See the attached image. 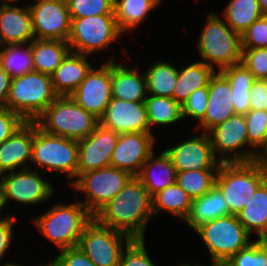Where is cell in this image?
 Here are the masks:
<instances>
[{
  "mask_svg": "<svg viewBox=\"0 0 267 266\" xmlns=\"http://www.w3.org/2000/svg\"><path fill=\"white\" fill-rule=\"evenodd\" d=\"M211 255V266H222L252 240L237 215L204 222L194 229Z\"/></svg>",
  "mask_w": 267,
  "mask_h": 266,
  "instance_id": "obj_8",
  "label": "cell"
},
{
  "mask_svg": "<svg viewBox=\"0 0 267 266\" xmlns=\"http://www.w3.org/2000/svg\"><path fill=\"white\" fill-rule=\"evenodd\" d=\"M111 60L101 63L97 69L93 66L85 79L70 95L87 112L100 119L112 98Z\"/></svg>",
  "mask_w": 267,
  "mask_h": 266,
  "instance_id": "obj_14",
  "label": "cell"
},
{
  "mask_svg": "<svg viewBox=\"0 0 267 266\" xmlns=\"http://www.w3.org/2000/svg\"><path fill=\"white\" fill-rule=\"evenodd\" d=\"M250 110H267V80L256 79L251 85Z\"/></svg>",
  "mask_w": 267,
  "mask_h": 266,
  "instance_id": "obj_47",
  "label": "cell"
},
{
  "mask_svg": "<svg viewBox=\"0 0 267 266\" xmlns=\"http://www.w3.org/2000/svg\"><path fill=\"white\" fill-rule=\"evenodd\" d=\"M0 266H21V265H19V264H17V263H9V262H7V263H5V264H3V265H0ZM23 266V265H22Z\"/></svg>",
  "mask_w": 267,
  "mask_h": 266,
  "instance_id": "obj_55",
  "label": "cell"
},
{
  "mask_svg": "<svg viewBox=\"0 0 267 266\" xmlns=\"http://www.w3.org/2000/svg\"><path fill=\"white\" fill-rule=\"evenodd\" d=\"M2 2H0L1 4H14V3H18V1H20V0H1ZM8 2V3H7Z\"/></svg>",
  "mask_w": 267,
  "mask_h": 266,
  "instance_id": "obj_53",
  "label": "cell"
},
{
  "mask_svg": "<svg viewBox=\"0 0 267 266\" xmlns=\"http://www.w3.org/2000/svg\"><path fill=\"white\" fill-rule=\"evenodd\" d=\"M244 118L247 125L251 161L258 160L259 154L267 147V111L250 110Z\"/></svg>",
  "mask_w": 267,
  "mask_h": 266,
  "instance_id": "obj_38",
  "label": "cell"
},
{
  "mask_svg": "<svg viewBox=\"0 0 267 266\" xmlns=\"http://www.w3.org/2000/svg\"><path fill=\"white\" fill-rule=\"evenodd\" d=\"M39 174L35 168H27L0 175L4 208L10 200L25 206L49 200L54 193V187Z\"/></svg>",
  "mask_w": 267,
  "mask_h": 266,
  "instance_id": "obj_12",
  "label": "cell"
},
{
  "mask_svg": "<svg viewBox=\"0 0 267 266\" xmlns=\"http://www.w3.org/2000/svg\"><path fill=\"white\" fill-rule=\"evenodd\" d=\"M197 40L196 47L201 61L214 70L218 68L217 71H220L241 63V35L233 31L217 13L208 14Z\"/></svg>",
  "mask_w": 267,
  "mask_h": 266,
  "instance_id": "obj_3",
  "label": "cell"
},
{
  "mask_svg": "<svg viewBox=\"0 0 267 266\" xmlns=\"http://www.w3.org/2000/svg\"><path fill=\"white\" fill-rule=\"evenodd\" d=\"M177 172L218 169L221 162L214 154L208 133H198L180 144L164 150Z\"/></svg>",
  "mask_w": 267,
  "mask_h": 266,
  "instance_id": "obj_16",
  "label": "cell"
},
{
  "mask_svg": "<svg viewBox=\"0 0 267 266\" xmlns=\"http://www.w3.org/2000/svg\"><path fill=\"white\" fill-rule=\"evenodd\" d=\"M220 72L229 81L235 114H247L250 111L251 85L256 80L254 75L242 63L225 67Z\"/></svg>",
  "mask_w": 267,
  "mask_h": 266,
  "instance_id": "obj_30",
  "label": "cell"
},
{
  "mask_svg": "<svg viewBox=\"0 0 267 266\" xmlns=\"http://www.w3.org/2000/svg\"><path fill=\"white\" fill-rule=\"evenodd\" d=\"M144 74L148 95L173 98V90L177 84V67L167 61H156L149 64Z\"/></svg>",
  "mask_w": 267,
  "mask_h": 266,
  "instance_id": "obj_33",
  "label": "cell"
},
{
  "mask_svg": "<svg viewBox=\"0 0 267 266\" xmlns=\"http://www.w3.org/2000/svg\"><path fill=\"white\" fill-rule=\"evenodd\" d=\"M208 134L214 154L221 163L251 161V151L246 150L249 146V139L244 115H232L211 129Z\"/></svg>",
  "mask_w": 267,
  "mask_h": 266,
  "instance_id": "obj_13",
  "label": "cell"
},
{
  "mask_svg": "<svg viewBox=\"0 0 267 266\" xmlns=\"http://www.w3.org/2000/svg\"><path fill=\"white\" fill-rule=\"evenodd\" d=\"M133 239L100 224L95 218L85 227L78 247L96 266H118L124 247Z\"/></svg>",
  "mask_w": 267,
  "mask_h": 266,
  "instance_id": "obj_11",
  "label": "cell"
},
{
  "mask_svg": "<svg viewBox=\"0 0 267 266\" xmlns=\"http://www.w3.org/2000/svg\"><path fill=\"white\" fill-rule=\"evenodd\" d=\"M205 62L197 61L178 69L177 84L173 90V99L182 105L196 89L206 87L215 73Z\"/></svg>",
  "mask_w": 267,
  "mask_h": 266,
  "instance_id": "obj_29",
  "label": "cell"
},
{
  "mask_svg": "<svg viewBox=\"0 0 267 266\" xmlns=\"http://www.w3.org/2000/svg\"><path fill=\"white\" fill-rule=\"evenodd\" d=\"M258 161L261 164L267 179V147L259 154Z\"/></svg>",
  "mask_w": 267,
  "mask_h": 266,
  "instance_id": "obj_50",
  "label": "cell"
},
{
  "mask_svg": "<svg viewBox=\"0 0 267 266\" xmlns=\"http://www.w3.org/2000/svg\"><path fill=\"white\" fill-rule=\"evenodd\" d=\"M71 18L114 14V0H66Z\"/></svg>",
  "mask_w": 267,
  "mask_h": 266,
  "instance_id": "obj_40",
  "label": "cell"
},
{
  "mask_svg": "<svg viewBox=\"0 0 267 266\" xmlns=\"http://www.w3.org/2000/svg\"><path fill=\"white\" fill-rule=\"evenodd\" d=\"M229 215L221 191L214 186L207 194L192 200L191 210L184 222L193 230L200 224Z\"/></svg>",
  "mask_w": 267,
  "mask_h": 266,
  "instance_id": "obj_28",
  "label": "cell"
},
{
  "mask_svg": "<svg viewBox=\"0 0 267 266\" xmlns=\"http://www.w3.org/2000/svg\"><path fill=\"white\" fill-rule=\"evenodd\" d=\"M94 216L80 202L54 204L32 221L41 233L59 250L76 247L85 227Z\"/></svg>",
  "mask_w": 267,
  "mask_h": 266,
  "instance_id": "obj_2",
  "label": "cell"
},
{
  "mask_svg": "<svg viewBox=\"0 0 267 266\" xmlns=\"http://www.w3.org/2000/svg\"><path fill=\"white\" fill-rule=\"evenodd\" d=\"M145 247V239H133L122 252L118 266H156Z\"/></svg>",
  "mask_w": 267,
  "mask_h": 266,
  "instance_id": "obj_42",
  "label": "cell"
},
{
  "mask_svg": "<svg viewBox=\"0 0 267 266\" xmlns=\"http://www.w3.org/2000/svg\"><path fill=\"white\" fill-rule=\"evenodd\" d=\"M26 121L7 107H0V144L7 140Z\"/></svg>",
  "mask_w": 267,
  "mask_h": 266,
  "instance_id": "obj_45",
  "label": "cell"
},
{
  "mask_svg": "<svg viewBox=\"0 0 267 266\" xmlns=\"http://www.w3.org/2000/svg\"><path fill=\"white\" fill-rule=\"evenodd\" d=\"M4 209L3 201H2V194L0 191V213H2V210ZM0 218H2V215L0 214Z\"/></svg>",
  "mask_w": 267,
  "mask_h": 266,
  "instance_id": "obj_54",
  "label": "cell"
},
{
  "mask_svg": "<svg viewBox=\"0 0 267 266\" xmlns=\"http://www.w3.org/2000/svg\"><path fill=\"white\" fill-rule=\"evenodd\" d=\"M60 251L56 259L61 266H96L78 246Z\"/></svg>",
  "mask_w": 267,
  "mask_h": 266,
  "instance_id": "obj_46",
  "label": "cell"
},
{
  "mask_svg": "<svg viewBox=\"0 0 267 266\" xmlns=\"http://www.w3.org/2000/svg\"><path fill=\"white\" fill-rule=\"evenodd\" d=\"M242 49L267 48V16H262L253 22L241 34Z\"/></svg>",
  "mask_w": 267,
  "mask_h": 266,
  "instance_id": "obj_43",
  "label": "cell"
},
{
  "mask_svg": "<svg viewBox=\"0 0 267 266\" xmlns=\"http://www.w3.org/2000/svg\"><path fill=\"white\" fill-rule=\"evenodd\" d=\"M180 266H202V265H199V264H197V265H196V264H195V265H192V264H191V265H190L189 263H188V264H187V263H186V264L182 263V264H180ZM210 266H211V265H210Z\"/></svg>",
  "mask_w": 267,
  "mask_h": 266,
  "instance_id": "obj_56",
  "label": "cell"
},
{
  "mask_svg": "<svg viewBox=\"0 0 267 266\" xmlns=\"http://www.w3.org/2000/svg\"><path fill=\"white\" fill-rule=\"evenodd\" d=\"M11 77L0 66V107H6L9 96Z\"/></svg>",
  "mask_w": 267,
  "mask_h": 266,
  "instance_id": "obj_49",
  "label": "cell"
},
{
  "mask_svg": "<svg viewBox=\"0 0 267 266\" xmlns=\"http://www.w3.org/2000/svg\"><path fill=\"white\" fill-rule=\"evenodd\" d=\"M92 67L87 55L70 51L51 75L54 92L58 96H70Z\"/></svg>",
  "mask_w": 267,
  "mask_h": 266,
  "instance_id": "obj_24",
  "label": "cell"
},
{
  "mask_svg": "<svg viewBox=\"0 0 267 266\" xmlns=\"http://www.w3.org/2000/svg\"><path fill=\"white\" fill-rule=\"evenodd\" d=\"M192 198L177 184L174 183L152 197L154 216L163 210L185 221L190 213Z\"/></svg>",
  "mask_w": 267,
  "mask_h": 266,
  "instance_id": "obj_32",
  "label": "cell"
},
{
  "mask_svg": "<svg viewBox=\"0 0 267 266\" xmlns=\"http://www.w3.org/2000/svg\"><path fill=\"white\" fill-rule=\"evenodd\" d=\"M259 7L263 16H267V0H258Z\"/></svg>",
  "mask_w": 267,
  "mask_h": 266,
  "instance_id": "obj_51",
  "label": "cell"
},
{
  "mask_svg": "<svg viewBox=\"0 0 267 266\" xmlns=\"http://www.w3.org/2000/svg\"><path fill=\"white\" fill-rule=\"evenodd\" d=\"M132 177L124 170L109 166L82 173L69 186L76 189V195L84 193L86 198L79 201L94 216Z\"/></svg>",
  "mask_w": 267,
  "mask_h": 266,
  "instance_id": "obj_10",
  "label": "cell"
},
{
  "mask_svg": "<svg viewBox=\"0 0 267 266\" xmlns=\"http://www.w3.org/2000/svg\"><path fill=\"white\" fill-rule=\"evenodd\" d=\"M99 123L116 133H152L144 102L111 98Z\"/></svg>",
  "mask_w": 267,
  "mask_h": 266,
  "instance_id": "obj_19",
  "label": "cell"
},
{
  "mask_svg": "<svg viewBox=\"0 0 267 266\" xmlns=\"http://www.w3.org/2000/svg\"><path fill=\"white\" fill-rule=\"evenodd\" d=\"M2 47L0 50V66L11 79L34 71L31 42L28 44H10Z\"/></svg>",
  "mask_w": 267,
  "mask_h": 266,
  "instance_id": "obj_34",
  "label": "cell"
},
{
  "mask_svg": "<svg viewBox=\"0 0 267 266\" xmlns=\"http://www.w3.org/2000/svg\"><path fill=\"white\" fill-rule=\"evenodd\" d=\"M225 7L224 21L240 35L263 16L258 0H229Z\"/></svg>",
  "mask_w": 267,
  "mask_h": 266,
  "instance_id": "obj_35",
  "label": "cell"
},
{
  "mask_svg": "<svg viewBox=\"0 0 267 266\" xmlns=\"http://www.w3.org/2000/svg\"><path fill=\"white\" fill-rule=\"evenodd\" d=\"M155 139L152 133L120 134L110 166L138 176L146 160L155 151Z\"/></svg>",
  "mask_w": 267,
  "mask_h": 266,
  "instance_id": "obj_18",
  "label": "cell"
},
{
  "mask_svg": "<svg viewBox=\"0 0 267 266\" xmlns=\"http://www.w3.org/2000/svg\"><path fill=\"white\" fill-rule=\"evenodd\" d=\"M208 95V85L206 87L196 89L193 93H191L188 99L181 105L182 119L190 117L199 123L205 116Z\"/></svg>",
  "mask_w": 267,
  "mask_h": 266,
  "instance_id": "obj_41",
  "label": "cell"
},
{
  "mask_svg": "<svg viewBox=\"0 0 267 266\" xmlns=\"http://www.w3.org/2000/svg\"><path fill=\"white\" fill-rule=\"evenodd\" d=\"M265 180L266 176L258 160L227 162L220 164L215 186L226 200L229 215H237Z\"/></svg>",
  "mask_w": 267,
  "mask_h": 266,
  "instance_id": "obj_4",
  "label": "cell"
},
{
  "mask_svg": "<svg viewBox=\"0 0 267 266\" xmlns=\"http://www.w3.org/2000/svg\"><path fill=\"white\" fill-rule=\"evenodd\" d=\"M16 222L17 218L12 215L7 214L0 218V260L8 252L13 236V225Z\"/></svg>",
  "mask_w": 267,
  "mask_h": 266,
  "instance_id": "obj_48",
  "label": "cell"
},
{
  "mask_svg": "<svg viewBox=\"0 0 267 266\" xmlns=\"http://www.w3.org/2000/svg\"><path fill=\"white\" fill-rule=\"evenodd\" d=\"M34 71L52 75L71 51L67 41L34 39L31 41Z\"/></svg>",
  "mask_w": 267,
  "mask_h": 266,
  "instance_id": "obj_27",
  "label": "cell"
},
{
  "mask_svg": "<svg viewBox=\"0 0 267 266\" xmlns=\"http://www.w3.org/2000/svg\"><path fill=\"white\" fill-rule=\"evenodd\" d=\"M222 266H267V240H253Z\"/></svg>",
  "mask_w": 267,
  "mask_h": 266,
  "instance_id": "obj_39",
  "label": "cell"
},
{
  "mask_svg": "<svg viewBox=\"0 0 267 266\" xmlns=\"http://www.w3.org/2000/svg\"><path fill=\"white\" fill-rule=\"evenodd\" d=\"M35 122L45 133L81 140L96 128L99 119L71 96H58Z\"/></svg>",
  "mask_w": 267,
  "mask_h": 266,
  "instance_id": "obj_5",
  "label": "cell"
},
{
  "mask_svg": "<svg viewBox=\"0 0 267 266\" xmlns=\"http://www.w3.org/2000/svg\"><path fill=\"white\" fill-rule=\"evenodd\" d=\"M34 39L28 5L21 8L14 4H0V47L28 44Z\"/></svg>",
  "mask_w": 267,
  "mask_h": 266,
  "instance_id": "obj_22",
  "label": "cell"
},
{
  "mask_svg": "<svg viewBox=\"0 0 267 266\" xmlns=\"http://www.w3.org/2000/svg\"><path fill=\"white\" fill-rule=\"evenodd\" d=\"M237 217L251 236L255 232L258 240H267V179Z\"/></svg>",
  "mask_w": 267,
  "mask_h": 266,
  "instance_id": "obj_26",
  "label": "cell"
},
{
  "mask_svg": "<svg viewBox=\"0 0 267 266\" xmlns=\"http://www.w3.org/2000/svg\"><path fill=\"white\" fill-rule=\"evenodd\" d=\"M34 3L28 5L34 38L67 41L71 17L66 0H42Z\"/></svg>",
  "mask_w": 267,
  "mask_h": 266,
  "instance_id": "obj_15",
  "label": "cell"
},
{
  "mask_svg": "<svg viewBox=\"0 0 267 266\" xmlns=\"http://www.w3.org/2000/svg\"><path fill=\"white\" fill-rule=\"evenodd\" d=\"M57 97L51 75L33 71L11 79L6 107L25 121H35Z\"/></svg>",
  "mask_w": 267,
  "mask_h": 266,
  "instance_id": "obj_7",
  "label": "cell"
},
{
  "mask_svg": "<svg viewBox=\"0 0 267 266\" xmlns=\"http://www.w3.org/2000/svg\"><path fill=\"white\" fill-rule=\"evenodd\" d=\"M151 217H154L152 197L137 176H133L122 190L94 215L100 224L123 232L132 239H144Z\"/></svg>",
  "mask_w": 267,
  "mask_h": 266,
  "instance_id": "obj_1",
  "label": "cell"
},
{
  "mask_svg": "<svg viewBox=\"0 0 267 266\" xmlns=\"http://www.w3.org/2000/svg\"><path fill=\"white\" fill-rule=\"evenodd\" d=\"M111 82L112 98L130 102H144L147 98L145 74H140L139 68L111 60Z\"/></svg>",
  "mask_w": 267,
  "mask_h": 266,
  "instance_id": "obj_23",
  "label": "cell"
},
{
  "mask_svg": "<svg viewBox=\"0 0 267 266\" xmlns=\"http://www.w3.org/2000/svg\"><path fill=\"white\" fill-rule=\"evenodd\" d=\"M241 63L255 79L267 80V48L242 49Z\"/></svg>",
  "mask_w": 267,
  "mask_h": 266,
  "instance_id": "obj_44",
  "label": "cell"
},
{
  "mask_svg": "<svg viewBox=\"0 0 267 266\" xmlns=\"http://www.w3.org/2000/svg\"><path fill=\"white\" fill-rule=\"evenodd\" d=\"M32 144L33 121H26L0 144V175L13 172L18 168L19 170L34 168V164L29 163L32 157Z\"/></svg>",
  "mask_w": 267,
  "mask_h": 266,
  "instance_id": "obj_21",
  "label": "cell"
},
{
  "mask_svg": "<svg viewBox=\"0 0 267 266\" xmlns=\"http://www.w3.org/2000/svg\"><path fill=\"white\" fill-rule=\"evenodd\" d=\"M78 155V140L45 133L33 121L31 162L35 163L37 171L44 173L46 168L66 174L70 185L77 178Z\"/></svg>",
  "mask_w": 267,
  "mask_h": 266,
  "instance_id": "obj_6",
  "label": "cell"
},
{
  "mask_svg": "<svg viewBox=\"0 0 267 266\" xmlns=\"http://www.w3.org/2000/svg\"><path fill=\"white\" fill-rule=\"evenodd\" d=\"M161 0H114V15L119 30L124 34L139 27Z\"/></svg>",
  "mask_w": 267,
  "mask_h": 266,
  "instance_id": "obj_31",
  "label": "cell"
},
{
  "mask_svg": "<svg viewBox=\"0 0 267 266\" xmlns=\"http://www.w3.org/2000/svg\"><path fill=\"white\" fill-rule=\"evenodd\" d=\"M218 169L177 172L176 183L192 198L207 194L215 186Z\"/></svg>",
  "mask_w": 267,
  "mask_h": 266,
  "instance_id": "obj_37",
  "label": "cell"
},
{
  "mask_svg": "<svg viewBox=\"0 0 267 266\" xmlns=\"http://www.w3.org/2000/svg\"><path fill=\"white\" fill-rule=\"evenodd\" d=\"M122 35L114 14L71 18V30L67 42L71 51L89 57L90 54L107 50Z\"/></svg>",
  "mask_w": 267,
  "mask_h": 266,
  "instance_id": "obj_9",
  "label": "cell"
},
{
  "mask_svg": "<svg viewBox=\"0 0 267 266\" xmlns=\"http://www.w3.org/2000/svg\"><path fill=\"white\" fill-rule=\"evenodd\" d=\"M208 90L205 116L196 125V129L200 127L201 131L206 133L235 114L229 81L220 71L217 72V69L210 77Z\"/></svg>",
  "mask_w": 267,
  "mask_h": 266,
  "instance_id": "obj_20",
  "label": "cell"
},
{
  "mask_svg": "<svg viewBox=\"0 0 267 266\" xmlns=\"http://www.w3.org/2000/svg\"><path fill=\"white\" fill-rule=\"evenodd\" d=\"M119 134L100 123L85 138L78 140L77 177L82 173L109 167Z\"/></svg>",
  "mask_w": 267,
  "mask_h": 266,
  "instance_id": "obj_17",
  "label": "cell"
},
{
  "mask_svg": "<svg viewBox=\"0 0 267 266\" xmlns=\"http://www.w3.org/2000/svg\"><path fill=\"white\" fill-rule=\"evenodd\" d=\"M144 104L151 132L152 126H168L182 120L181 105L173 98L147 95Z\"/></svg>",
  "mask_w": 267,
  "mask_h": 266,
  "instance_id": "obj_36",
  "label": "cell"
},
{
  "mask_svg": "<svg viewBox=\"0 0 267 266\" xmlns=\"http://www.w3.org/2000/svg\"><path fill=\"white\" fill-rule=\"evenodd\" d=\"M41 266V265H40ZM42 266H61V264L59 263V261L56 259V257H54V259H52V261H49L48 263H45Z\"/></svg>",
  "mask_w": 267,
  "mask_h": 266,
  "instance_id": "obj_52",
  "label": "cell"
},
{
  "mask_svg": "<svg viewBox=\"0 0 267 266\" xmlns=\"http://www.w3.org/2000/svg\"><path fill=\"white\" fill-rule=\"evenodd\" d=\"M137 177L153 197L156 193L176 183L177 171L170 157L163 150L158 155H155V152L150 155Z\"/></svg>",
  "mask_w": 267,
  "mask_h": 266,
  "instance_id": "obj_25",
  "label": "cell"
}]
</instances>
